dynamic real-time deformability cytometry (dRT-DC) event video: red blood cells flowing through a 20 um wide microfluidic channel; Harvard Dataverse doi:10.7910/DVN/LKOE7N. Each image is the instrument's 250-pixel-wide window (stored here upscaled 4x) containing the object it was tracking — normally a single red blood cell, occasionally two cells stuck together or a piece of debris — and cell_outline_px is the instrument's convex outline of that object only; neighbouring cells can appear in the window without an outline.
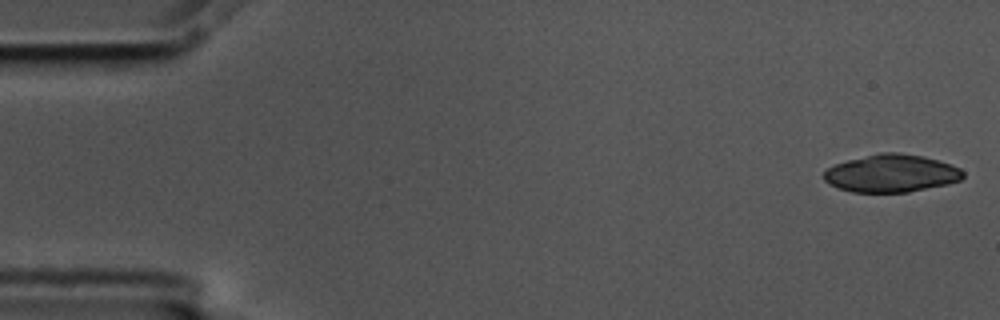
{"species": "common noctule bat (a hibernating species)", "species_latin": "Nyctalus noctula", "temperature_condition": "cold", "stored_images_in_passage": 55, "segment_of_instrument_passage": [1, 2], "camera_frame_rate_fps": 3000, "um_per_image_px": 0.085, "animal": {"sex": "male", "body_mass_g": 17.5, "forearm_length_mm": 52.3}, "frame": {"image": 1, "passage_image": 1, "time_ms": 0.0, "image_size_px": [1000, 320], "cell_outline_px": [[964, 176], [960, 180], [948, 184], [908, 192], [852, 192], [828, 184], [824, 180], [824, 172], [828, 168], [836, 164], [848, 160], [880, 152], [896, 152], [924, 156], [952, 164], [960, 168], [964, 172]], "centroid_in_image_um": [75.79, 14.73], "position_along_channel_um": 9.2, "area_um2": 30.58}}